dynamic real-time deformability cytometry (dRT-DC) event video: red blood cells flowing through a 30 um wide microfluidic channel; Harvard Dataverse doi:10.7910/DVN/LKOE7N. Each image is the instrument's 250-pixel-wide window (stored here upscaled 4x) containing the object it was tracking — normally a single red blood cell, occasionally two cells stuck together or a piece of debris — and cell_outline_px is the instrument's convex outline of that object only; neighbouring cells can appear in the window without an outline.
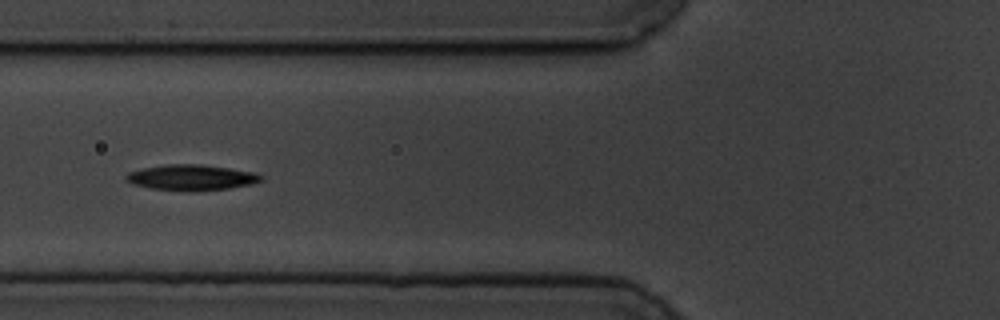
{"species": "common noctule bat (a hibernating species)", "species_latin": "Nyctalus noctula", "temperature_condition": "cold", "stored_images_in_passage": 10, "camera_frame_rate_fps": 3000, "um_per_image_px": 0.085, "animal": {"sex": "male", "body_mass_g": 19.5, "forearm_length_mm": 54.6}, "frame": {"image": 1, "passage_image": 2, "time_ms": 1.0, "image_size_px": [1000, 320], "cell_outline_px": [[264, 180], [252, 184], [228, 188], [188, 192], [152, 188], [132, 184], [124, 180], [124, 176], [128, 172], [144, 168], [168, 164], [200, 164], [256, 172], [264, 176]], "centroid_in_image_um": [16.28, 15.09], "position_along_channel_um": 109.5, "area_um2": 20.35}}
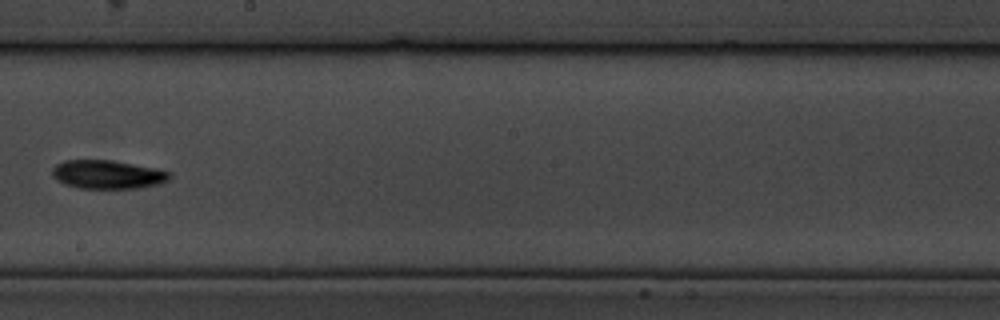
{"frame": {"image": 2, "passage_image": 5, "time_ms": 4.667, "image_size_px": [1000, 320], "cell_outline_px": [[172, 176], [168, 180], [160, 184], [140, 188], [76, 188], [64, 184], [56, 180], [52, 176], [52, 168], [56, 164], [64, 160], [112, 160], [156, 168], [172, 172]], "centroid_in_image_um": [9.15, 14.83], "position_along_channel_um": 239.0, "area_um2": 19.83}}
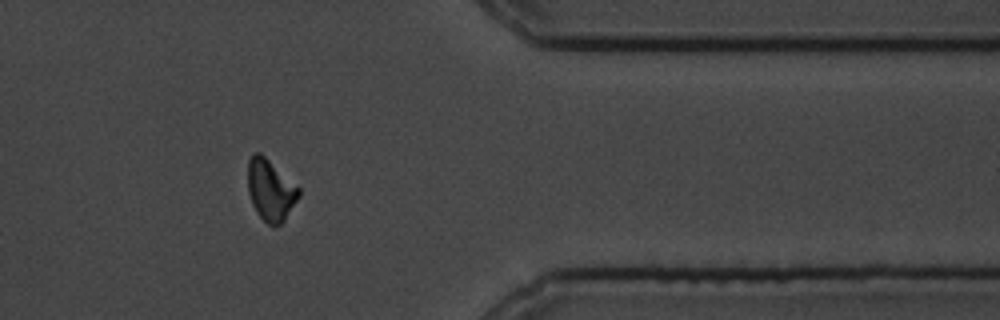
{"frame": {"image": 3, "passage_image": 9, "time_ms": 9.333, "image_size_px": [1000, 320], "cell_outline_px": [[300, 196], [284, 220], [280, 224], [268, 224], [256, 212], [252, 204], [248, 192], [248, 160], [252, 152], [260, 152], [300, 188]], "centroid_in_image_um": [22.98, 16.13], "position_along_channel_um": 388.4, "area_um2": 18.09}}